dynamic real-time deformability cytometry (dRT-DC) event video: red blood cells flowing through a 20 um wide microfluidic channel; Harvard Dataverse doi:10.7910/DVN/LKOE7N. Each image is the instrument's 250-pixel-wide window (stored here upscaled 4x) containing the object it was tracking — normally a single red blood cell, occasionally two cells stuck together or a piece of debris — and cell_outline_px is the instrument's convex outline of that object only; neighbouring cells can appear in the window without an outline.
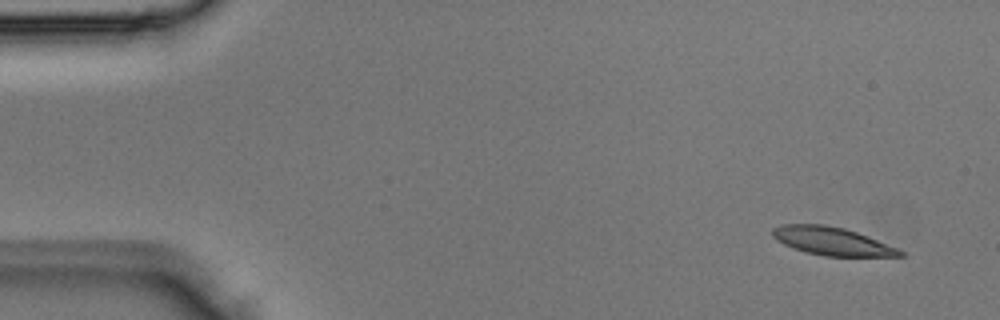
{"species": "Egyptian fruit bat (a non-hibernating species)", "species_latin": "Rousettus aegyptiacus", "temperature_condition": "room temperature", "stored_images_in_passage": 3, "segment_of_instrument_passage": [2, 2], "camera_frame_rate_fps": 3000, "um_per_image_px": 0.085, "animal": {"sex": "male"}, "frame": {"image": 1, "passage_image": 3, "time_ms": 0.667, "image_size_px": [1000, 320], "cell_outline_px": [[904, 256], [824, 256], [804, 252], [784, 244], [776, 240], [772, 236], [772, 228], [780, 224], [824, 224], [844, 228], [868, 236], [896, 248], [904, 252]], "centroid_in_image_um": [70.66, 20.49], "position_along_channel_um": 14.3, "area_um2": 20.81}}